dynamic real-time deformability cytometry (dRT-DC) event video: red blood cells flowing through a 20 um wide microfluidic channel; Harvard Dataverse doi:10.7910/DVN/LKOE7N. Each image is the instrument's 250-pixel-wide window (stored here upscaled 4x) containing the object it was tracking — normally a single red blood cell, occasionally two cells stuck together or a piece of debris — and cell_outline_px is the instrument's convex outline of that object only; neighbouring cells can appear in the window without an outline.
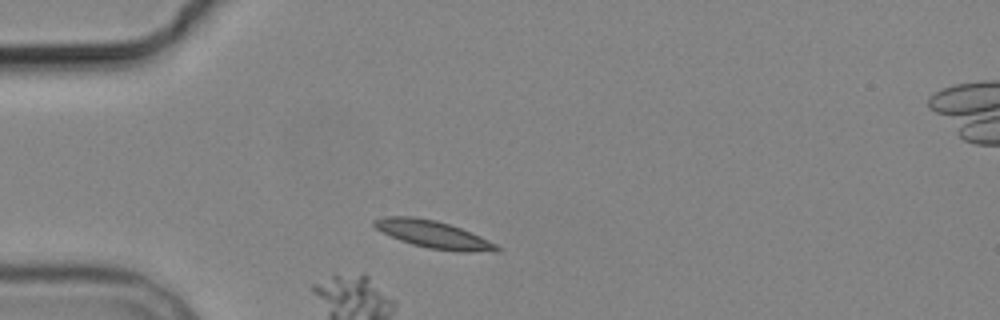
{"species": "common noctule bat (a hibernating species)", "species_latin": "Nyctalus noctula", "temperature_condition": "cold", "stored_images_in_passage": 2, "camera_frame_rate_fps": 3000, "um_per_image_px": 0.085, "animal": {"sex": "male", "body_mass_g": 19.2, "forearm_length_mm": 51.8}, "frame": {"image": 1, "passage_image": 1, "time_ms": 0.0, "image_size_px": [1000, 320], "cell_outline_px": [[504, 248], [500, 252], [456, 252], [428, 248], [412, 244], [400, 240], [380, 232], [372, 224], [372, 220], [384, 216], [412, 216], [436, 220], [460, 228], [480, 236]], "centroid_in_image_um": [36.85, 19.94], "position_along_channel_um": 48.2, "area_um2": 19.88}}